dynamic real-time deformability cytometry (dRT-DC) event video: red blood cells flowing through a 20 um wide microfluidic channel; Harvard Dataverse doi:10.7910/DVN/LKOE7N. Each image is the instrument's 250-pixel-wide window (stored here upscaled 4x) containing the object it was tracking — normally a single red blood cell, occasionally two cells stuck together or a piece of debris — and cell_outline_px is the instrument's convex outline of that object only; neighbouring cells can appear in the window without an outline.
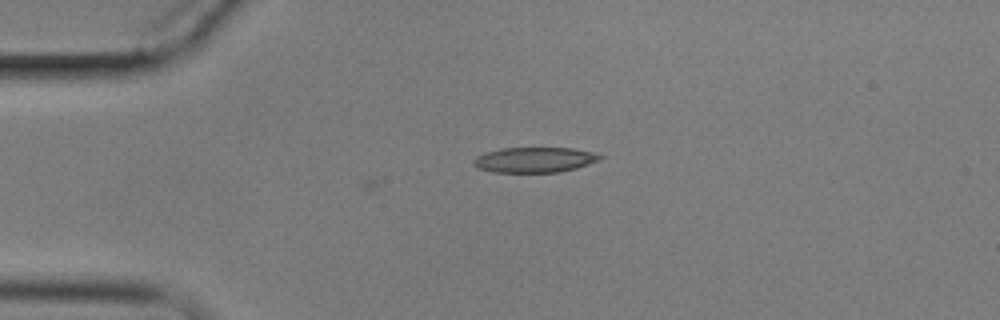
{"species": "common noctule bat (a hibernating species)", "species_latin": "Nyctalus noctula", "temperature_condition": "cold", "stored_images_in_passage": 2, "camera_frame_rate_fps": 3000, "um_per_image_px": 0.085, "animal": {"sex": "male", "body_mass_g": 17.9}, "frame": {"image": 1, "passage_image": 1, "time_ms": 0.0, "image_size_px": [1000, 320], "cell_outline_px": [[604, 156], [600, 160], [576, 168], [560, 172], [492, 172], [476, 168], [472, 164], [472, 160], [476, 156], [484, 152], [500, 148], [572, 148], [592, 152]], "centroid_in_image_um": [45.38, 13.58], "position_along_channel_um": 39.6, "area_um2": 18.79}}